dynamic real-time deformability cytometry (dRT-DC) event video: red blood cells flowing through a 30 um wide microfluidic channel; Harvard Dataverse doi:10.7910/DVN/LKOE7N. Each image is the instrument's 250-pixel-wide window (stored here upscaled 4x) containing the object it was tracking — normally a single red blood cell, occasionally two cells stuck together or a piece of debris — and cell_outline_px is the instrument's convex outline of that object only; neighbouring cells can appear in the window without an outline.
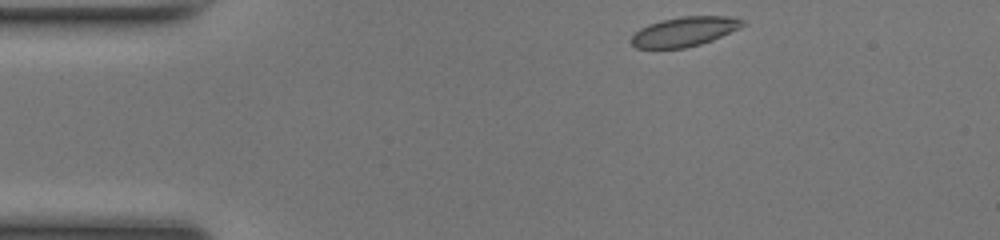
{"species": "common noctule bat (a hibernating species)", "species_latin": "Nyctalus noctula", "temperature_condition": "room temperature", "stored_images_in_passage": 18, "camera_frame_rate_fps": 3000, "um_per_image_px": 0.085, "animal": {"sex": "female", "body_mass_g": 17.0, "forearm_length_mm": 48.0}, "frame": {"image": 1, "passage_image": 1, "time_ms": 0.0, "image_size_px": [1000, 240], "cell_outline_px": [[748, 24], [740, 28], [712, 40], [700, 44], [684, 48], [636, 48], [628, 40], [640, 28], [648, 24], [660, 20], [684, 16], [728, 16], [744, 20]], "centroid_in_image_um": [58.18, 2.68], "position_along_channel_um": 26.8, "area_um2": 19.25}}
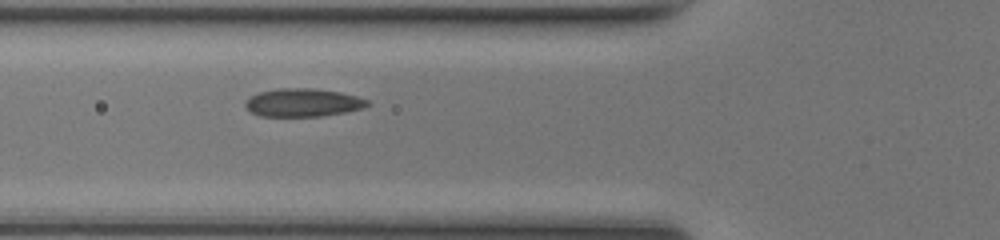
{"frame": {"image": 2, "passage_image": 11, "time_ms": 3.333, "image_size_px": [1000, 240], "cell_outline_px": [[372, 104], [364, 108], [344, 112], [320, 116], [260, 116], [252, 112], [244, 104], [252, 96], [260, 92], [276, 88], [312, 88], [340, 92], [356, 96], [368, 100]], "centroid_in_image_um": [25.79, 8.71], "position_along_channel_um": 100.0, "area_um2": 19.88}}
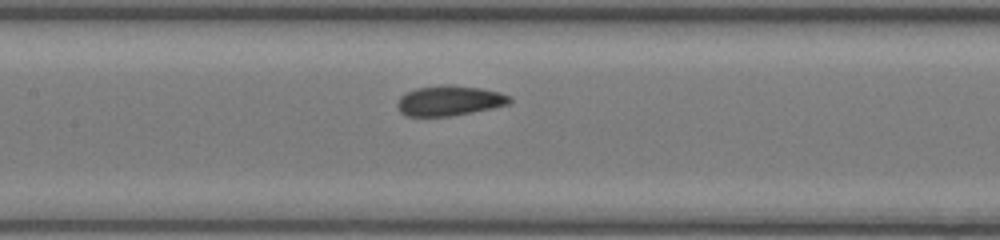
{"frame": {"image": 3, "passage_image": 16, "time_ms": 5.0, "image_size_px": [1000, 240], "cell_outline_px": [[512, 100], [508, 104], [492, 108], [472, 112], [448, 116], [408, 116], [400, 112], [396, 104], [400, 96], [416, 88], [444, 84], [448, 84], [480, 88], [500, 92], [508, 96]], "centroid_in_image_um": [38.17, 8.55], "position_along_channel_um": 169.2, "area_um2": 19.59}}